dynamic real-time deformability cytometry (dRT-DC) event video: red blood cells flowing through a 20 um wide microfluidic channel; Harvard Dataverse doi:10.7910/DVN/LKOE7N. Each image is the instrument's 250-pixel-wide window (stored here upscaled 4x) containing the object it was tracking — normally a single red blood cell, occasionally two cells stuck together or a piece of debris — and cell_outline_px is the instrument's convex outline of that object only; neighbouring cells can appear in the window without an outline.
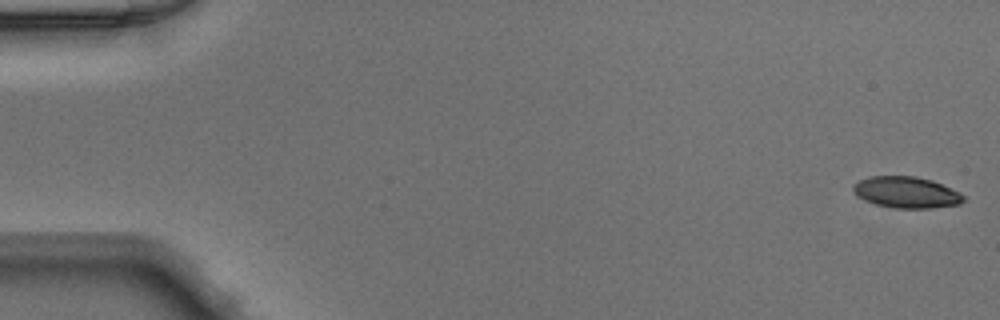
{"species": "Egyptian fruit bat (a non-hibernating species)", "species_latin": "Rousettus aegyptiacus", "temperature_condition": "warm", "stored_images_in_passage": 49, "camera_frame_rate_fps": 3000, "um_per_image_px": 0.085, "animal": {"sex": "male"}, "frame": {"image": 1, "passage_image": 1, "time_ms": 0.0, "image_size_px": [1000, 320], "cell_outline_px": [[964, 200], [960, 204], [932, 208], [896, 208], [876, 204], [856, 196], [852, 188], [852, 184], [868, 176], [916, 176], [932, 180], [964, 196]], "centroid_in_image_um": [76.99, 16.34], "position_along_channel_um": 8.0, "area_um2": 19.94}}
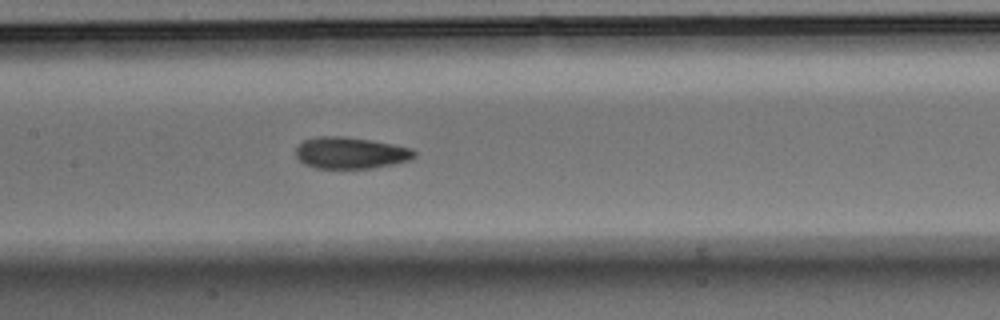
{"frame": {"image": 2, "passage_image": 24, "time_ms": 7.667, "image_size_px": [1000, 320], "cell_outline_px": [[416, 156], [412, 160], [372, 168], [316, 168], [304, 164], [296, 156], [296, 148], [304, 140], [320, 136], [344, 136], [372, 140], [412, 148], [416, 152]], "centroid_in_image_um": [29.83, 12.99], "position_along_channel_um": 177.6, "area_um2": 21.85}}
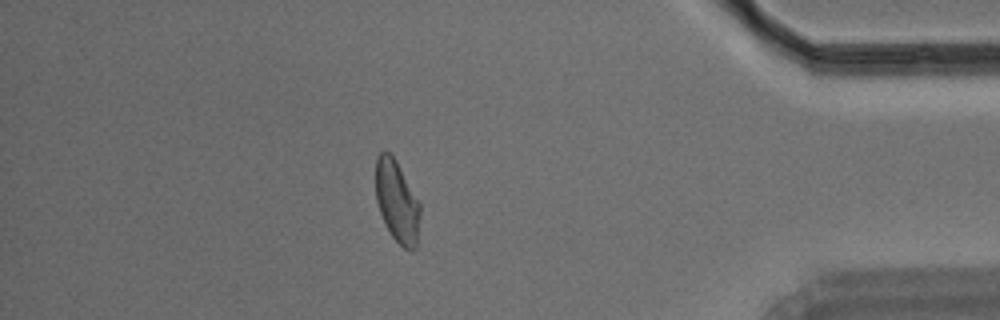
{"frame": {"image": 3, "passage_image": 43, "time_ms": 14.0, "image_size_px": [1000, 320], "cell_outline_px": [[420, 212], [416, 248], [412, 252], [404, 248], [392, 236], [380, 212], [376, 200], [376, 156], [380, 152], [388, 152], [396, 160], [420, 204]], "centroid_in_image_um": [33.74, 17.13], "position_along_channel_um": 401.5, "area_um2": 20.87}}